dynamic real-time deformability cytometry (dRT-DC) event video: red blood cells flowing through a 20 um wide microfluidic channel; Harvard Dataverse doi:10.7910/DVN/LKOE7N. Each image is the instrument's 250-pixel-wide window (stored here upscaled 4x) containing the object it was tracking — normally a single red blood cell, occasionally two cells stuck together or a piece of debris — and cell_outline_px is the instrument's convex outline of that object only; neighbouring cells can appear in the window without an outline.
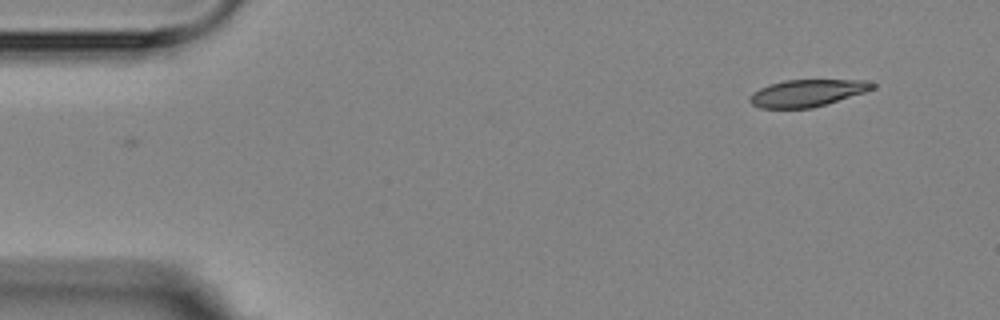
{"species": "Egyptian fruit bat (a non-hibernating species)", "species_latin": "Rousettus aegyptiacus", "temperature_condition": "room temperature", "stored_images_in_passage": 4, "camera_frame_rate_fps": 3000, "um_per_image_px": 0.085, "animal": {"sex": "female"}, "frame": {"image": 1, "passage_image": 1, "time_ms": 0.0, "image_size_px": [1000, 320], "cell_outline_px": [[876, 88], [864, 92], [812, 108], [760, 108], [752, 104], [748, 100], [748, 96], [752, 92], [768, 84], [784, 80], [864, 80], [876, 84]], "centroid_in_image_um": [68.56, 7.9], "position_along_channel_um": 16.4, "area_um2": 19.31}}
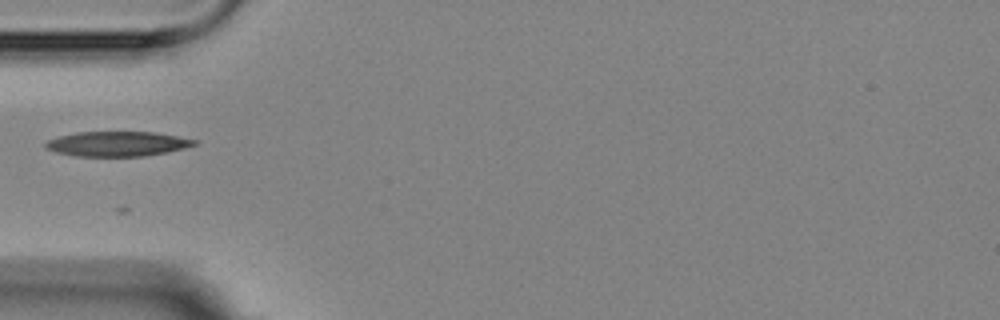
{"frame": {"image": 2, "passage_image": 4, "time_ms": 4.333, "image_size_px": [1000, 320], "cell_outline_px": [[200, 144], [168, 152], [144, 156], [76, 156], [56, 152], [44, 148], [44, 144], [48, 140], [60, 136], [76, 132], [156, 132], [200, 140]], "centroid_in_image_um": [10.03, 12.22], "position_along_channel_um": 75.0, "area_um2": 21.73}}